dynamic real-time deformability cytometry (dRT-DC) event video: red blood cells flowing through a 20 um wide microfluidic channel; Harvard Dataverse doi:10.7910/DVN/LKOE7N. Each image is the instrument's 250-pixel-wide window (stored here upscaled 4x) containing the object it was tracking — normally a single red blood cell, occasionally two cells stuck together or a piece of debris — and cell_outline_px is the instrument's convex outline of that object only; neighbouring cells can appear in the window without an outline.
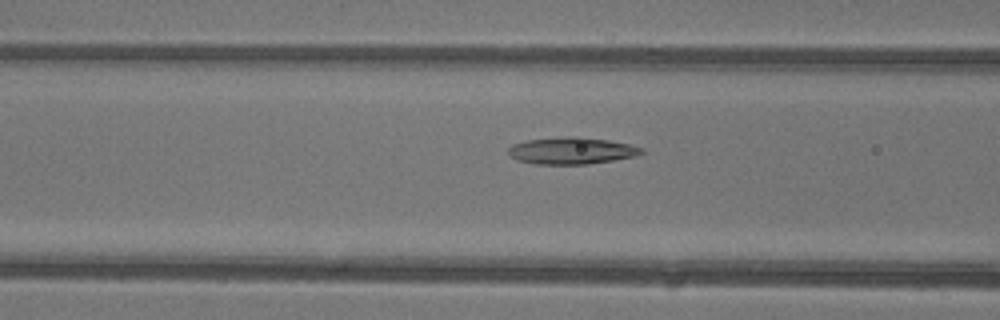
{"species": "common noctule bat (a hibernating species)", "species_latin": "Nyctalus noctula", "temperature_condition": "warm", "stored_images_in_passage": 30, "camera_frame_rate_fps": 3000, "um_per_image_px": 0.085, "animal": {"sex": "female"}, "frame": {"image": 1, "passage_image": 12, "time_ms": 3.667, "image_size_px": [1000, 320], "cell_outline_px": [[644, 152], [636, 156], [588, 164], [536, 164], [516, 160], [508, 156], [508, 148], [512, 144], [528, 140], [564, 136], [580, 136], [608, 140], [628, 144], [644, 148]], "centroid_in_image_um": [48.56, 12.8], "position_along_channel_um": 118.0, "area_um2": 20.98}}
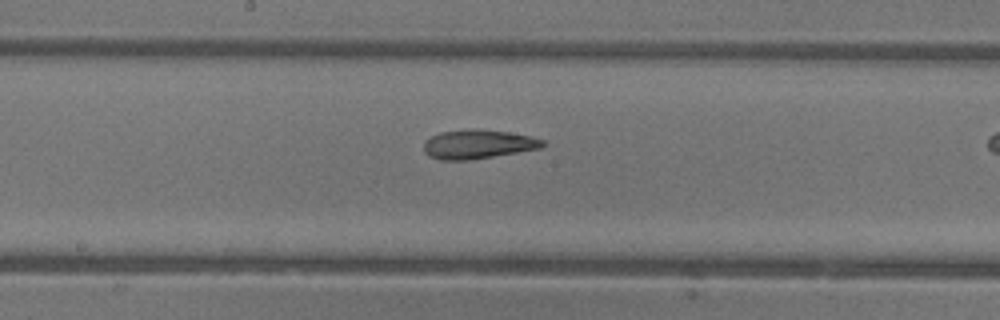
{"frame": {"image": 2, "passage_image": 18, "time_ms": 5.667, "image_size_px": [1000, 320], "cell_outline_px": [[548, 144], [540, 148], [468, 160], [440, 160], [428, 156], [424, 152], [424, 140], [440, 132], [464, 128], [476, 128], [508, 132], [528, 136], [544, 140]], "centroid_in_image_um": [40.58, 12.24], "position_along_channel_um": 207.6, "area_um2": 20.23}}
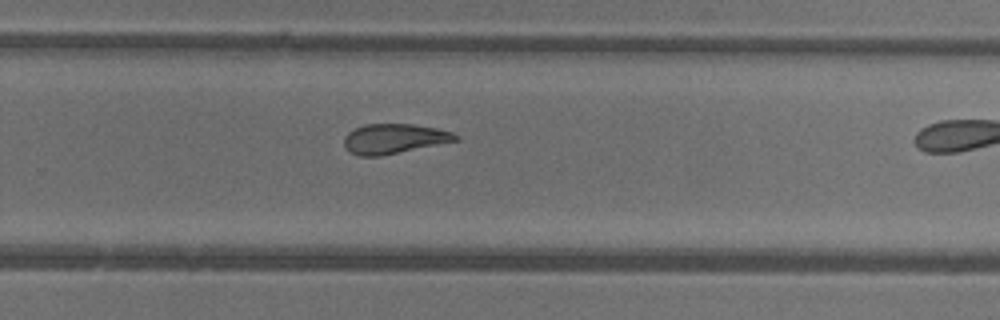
{"frame": {"image": 3, "passage_image": 24, "time_ms": 7.667, "image_size_px": [1000, 320], "cell_outline_px": [[460, 140], [380, 156], [360, 156], [348, 152], [344, 148], [344, 136], [348, 132], [364, 124], [412, 124], [436, 128], [452, 132], [460, 136]], "centroid_in_image_um": [33.48, 11.79], "position_along_channel_um": 296.3, "area_um2": 19.48}}